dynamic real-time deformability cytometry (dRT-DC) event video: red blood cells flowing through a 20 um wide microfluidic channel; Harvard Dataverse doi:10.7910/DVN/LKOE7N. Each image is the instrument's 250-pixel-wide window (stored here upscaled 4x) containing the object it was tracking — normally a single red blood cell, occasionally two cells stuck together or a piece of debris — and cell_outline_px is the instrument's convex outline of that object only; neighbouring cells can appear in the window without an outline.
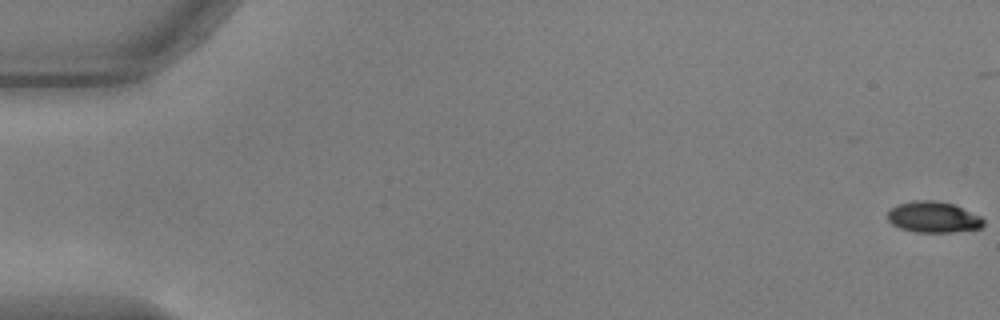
{"species": "common noctule bat (a hibernating species)", "species_latin": "Nyctalus noctula", "temperature_condition": "warm", "stored_images_in_passage": 41, "camera_frame_rate_fps": 3000, "um_per_image_px": 0.085, "animal": {"sex": "male", "body_mass_g": 17.9, "forearm_length_mm": 54.2}, "frame": {"image": 1, "passage_image": 1, "time_ms": 0.0, "image_size_px": [1000, 320], "cell_outline_px": [[984, 224], [980, 228], [952, 232], [916, 232], [900, 228], [892, 224], [888, 220], [888, 212], [896, 204], [916, 200], [936, 200], [956, 204], [980, 216], [984, 220]], "centroid_in_image_um": [79.34, 18.44], "position_along_channel_um": 5.7, "area_um2": 17.46}}
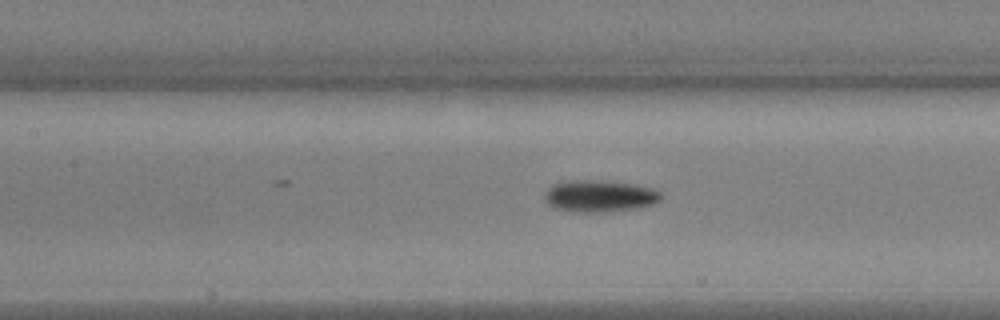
{"frame": {"image": 2, "passage_image": 26, "time_ms": 8.333, "image_size_px": [1000, 320], "cell_outline_px": [[660, 200], [652, 204], [640, 208], [608, 212], [576, 212], [552, 208], [548, 204], [544, 196], [544, 192], [552, 184], [564, 180], [592, 180], [632, 184], [652, 188], [660, 192]], "centroid_in_image_um": [50.91, 16.67], "position_along_channel_um": 156.5, "area_um2": 21.73}}
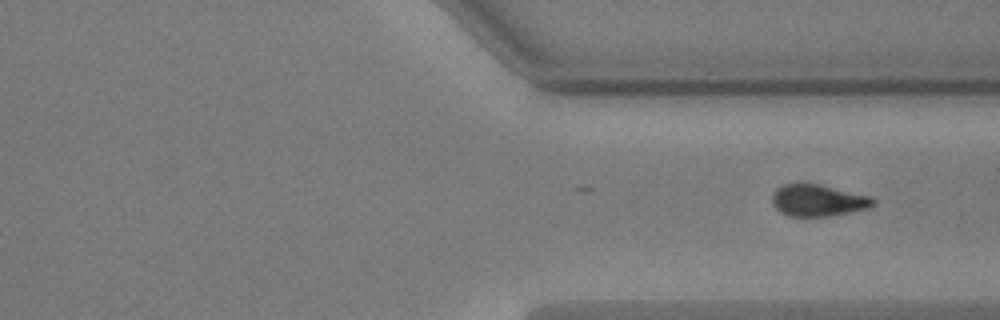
{"frame": {"image": 3, "passage_image": 41, "time_ms": 13.333, "image_size_px": [1000, 320], "cell_outline_px": [[876, 204], [868, 208], [832, 216], [788, 216], [780, 212], [772, 204], [772, 196], [776, 188], [784, 184], [820, 184], [872, 196], [876, 200]], "centroid_in_image_um": [69.56, 17.04], "position_along_channel_um": 341.8, "area_um2": 18.84}}